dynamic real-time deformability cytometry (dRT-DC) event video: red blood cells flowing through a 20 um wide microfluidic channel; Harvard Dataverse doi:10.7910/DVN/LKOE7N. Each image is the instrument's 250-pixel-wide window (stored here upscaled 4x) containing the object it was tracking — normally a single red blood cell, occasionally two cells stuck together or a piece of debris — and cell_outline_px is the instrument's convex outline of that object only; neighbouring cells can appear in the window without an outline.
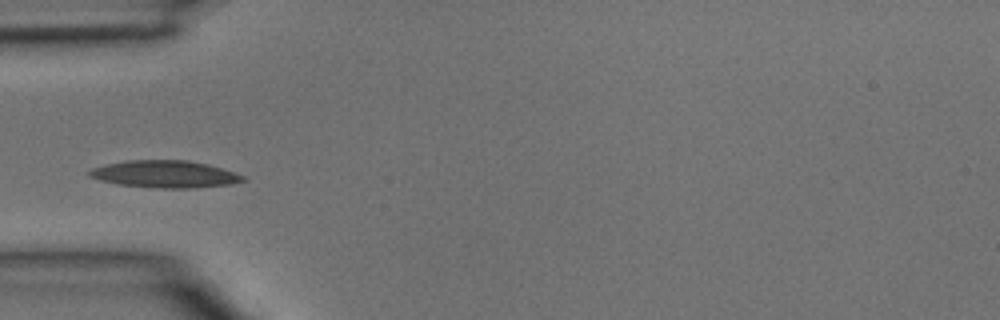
{"species": "common noctule bat (a hibernating species)", "species_latin": "Nyctalus noctula", "temperature_condition": "room temperature", "stored_images_in_passage": 5, "camera_frame_rate_fps": 3000, "um_per_image_px": 0.085, "animal": {"sex": "male", "body_mass_g": 15.6}, "frame": {"image": 1, "passage_image": 4, "time_ms": 1.0, "image_size_px": [1000, 320], "cell_outline_px": [[248, 180], [232, 184], [192, 188], [160, 188], [116, 184], [100, 180], [88, 176], [88, 172], [92, 168], [108, 164], [128, 160], [188, 160], [208, 164], [236, 172], [244, 176]], "centroid_in_image_um": [14.06, 14.8], "position_along_channel_um": 70.9, "area_um2": 24.39}}